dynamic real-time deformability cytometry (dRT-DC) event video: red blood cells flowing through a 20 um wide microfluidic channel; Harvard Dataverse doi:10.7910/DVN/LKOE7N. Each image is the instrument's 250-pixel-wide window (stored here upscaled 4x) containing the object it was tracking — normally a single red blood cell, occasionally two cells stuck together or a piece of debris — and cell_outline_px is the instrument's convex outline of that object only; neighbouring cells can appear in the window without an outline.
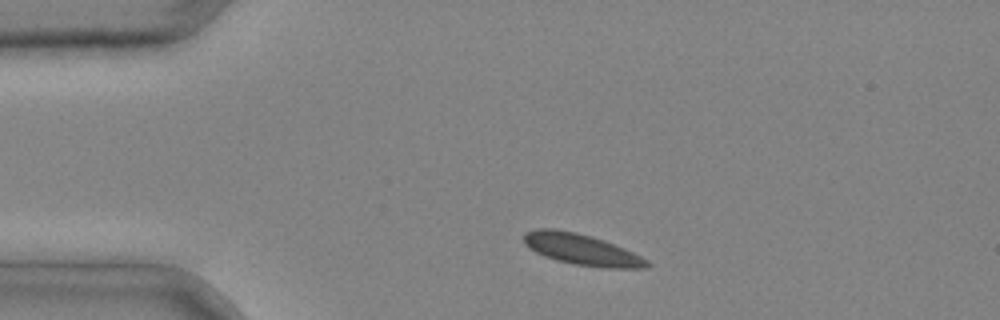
{"species": "common noctule bat (a hibernating species)", "species_latin": "Nyctalus noctula", "temperature_condition": "cold", "stored_images_in_passage": 1, "camera_frame_rate_fps": 3000, "um_per_image_px": 0.085, "animal": {"sex": "male", "body_mass_g": 20.4}, "frame": {"image": 1, "passage_image": 1, "time_ms": 0.0, "image_size_px": [1000, 320], "cell_outline_px": [[652, 264], [648, 268], [604, 268], [576, 264], [556, 260], [544, 256], [528, 248], [524, 244], [524, 232], [536, 228], [556, 228], [576, 232], [592, 236], [604, 240], [624, 248], [648, 260]], "centroid_in_image_um": [49.42, 21.19], "position_along_channel_um": 35.6, "area_um2": 22.48}}